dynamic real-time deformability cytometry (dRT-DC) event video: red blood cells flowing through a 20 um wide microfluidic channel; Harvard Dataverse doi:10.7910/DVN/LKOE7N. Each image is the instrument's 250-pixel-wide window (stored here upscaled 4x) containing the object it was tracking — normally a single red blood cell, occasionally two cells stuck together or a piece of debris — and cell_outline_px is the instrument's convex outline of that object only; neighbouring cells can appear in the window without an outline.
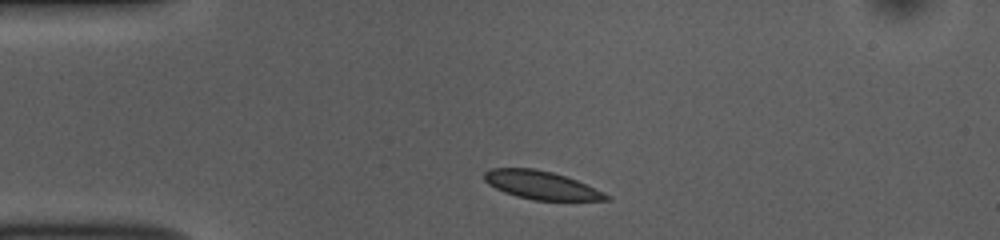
{"species": "common noctule bat (a hibernating species)", "species_latin": "Nyctalus noctula", "temperature_condition": "room temperature", "stored_images_in_passage": 44, "camera_frame_rate_fps": 3000, "um_per_image_px": 0.085, "animal": {"sex": "female", "body_mass_g": 10.0, "forearm_length_mm": 53.1}, "frame": {"image": 1, "passage_image": 1, "time_ms": 0.0, "image_size_px": [1000, 240], "cell_outline_px": [[604, 196], [596, 200], [540, 200], [508, 192], [492, 184], [484, 176], [488, 172], [500, 168], [524, 168], [548, 172], [572, 180]], "centroid_in_image_um": [45.88, 15.72], "position_along_channel_um": 39.1, "area_um2": 17.46}}
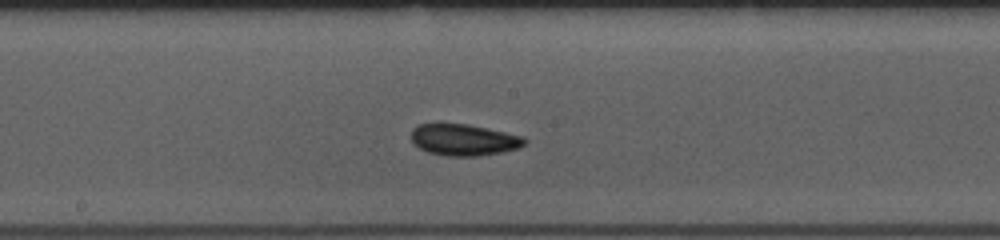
{"frame": {"image": 2, "passage_image": 17, "time_ms": 5.333, "image_size_px": [1000, 240], "cell_outline_px": [[524, 140], [520, 144], [512, 148], [492, 152], [436, 152], [424, 148], [412, 136], [416, 128], [424, 124], [456, 124], [480, 128], [512, 136]], "centroid_in_image_um": [39.31, 11.8], "position_along_channel_um": 208.9, "area_um2": 16.94}}
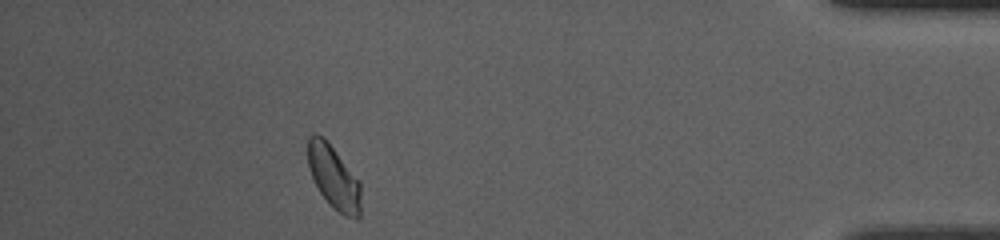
{"frame": {"image": 3, "passage_image": 37, "time_ms": 12.0, "image_size_px": [1000, 240], "cell_outline_px": [[356, 208], [336, 208], [324, 196], [316, 184], [308, 160], [308, 144], [320, 136], [332, 148], [356, 180]], "centroid_in_image_um": [28.2, 14.88], "position_along_channel_um": 407.0, "area_um2": 15.61}, "authors_computed_cell_mechanics": {"area_um2": 16.9354, "velocity_mm_per_s": 3.7221, "shape_relaxation_time_tau1_ms": 10.3404, "shape_relaxation_time_tau2_ms": 1.6562, "deformation_change_tau1": 0.1224, "deformation_change_tau2": 0.0779}}